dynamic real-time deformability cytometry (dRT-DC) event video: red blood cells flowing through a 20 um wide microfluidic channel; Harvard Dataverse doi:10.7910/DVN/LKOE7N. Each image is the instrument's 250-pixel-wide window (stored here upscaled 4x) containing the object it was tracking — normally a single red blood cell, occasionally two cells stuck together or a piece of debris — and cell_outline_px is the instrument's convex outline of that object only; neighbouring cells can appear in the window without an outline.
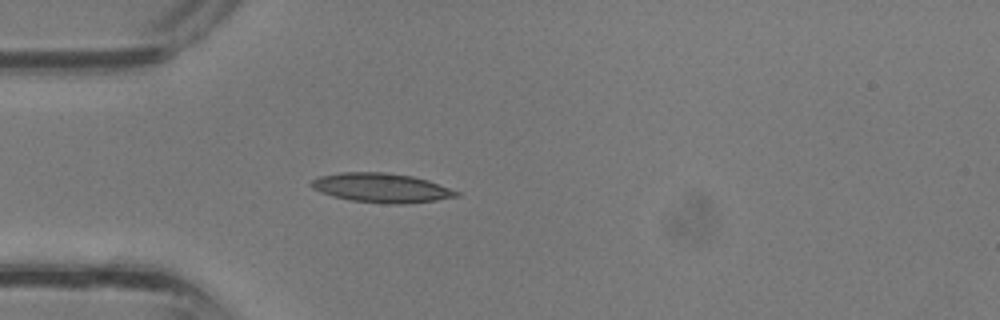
{"species": "common noctule bat (a hibernating species)", "species_latin": "Nyctalus noctula", "temperature_condition": "room temperature", "stored_images_in_passage": 35, "camera_frame_rate_fps": 3000, "um_per_image_px": 0.085, "animal": {"sex": "male", "body_mass_g": 13.3}, "frame": {"image": 1, "passage_image": 9, "time_ms": 2.667, "image_size_px": [1000, 320], "cell_outline_px": [[460, 196], [436, 200], [400, 204], [388, 204], [348, 200], [332, 196], [320, 192], [312, 188], [308, 184], [312, 180], [320, 176], [340, 172], [384, 172], [412, 176], [428, 180], [460, 192]], "centroid_in_image_um": [32.39, 15.97], "position_along_channel_um": 52.6, "area_um2": 24.85}}
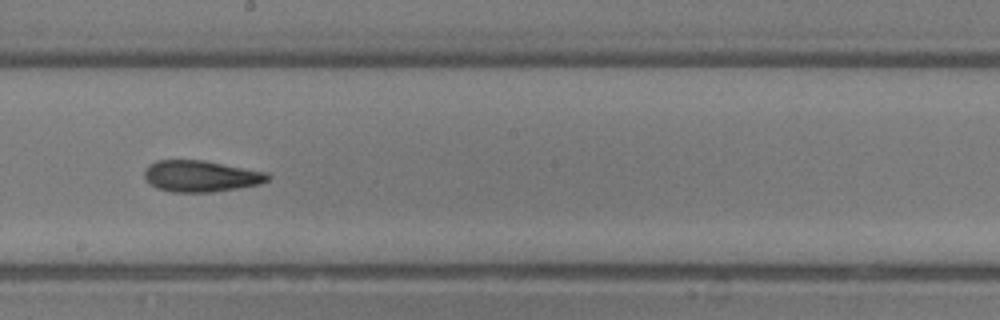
{"frame": {"image": 2, "passage_image": 19, "time_ms": 6.0, "image_size_px": [1000, 320], "cell_outline_px": [[272, 176], [268, 180], [260, 184], [212, 192], [172, 192], [156, 188], [144, 176], [144, 168], [148, 164], [156, 160], [204, 160], [268, 172]], "centroid_in_image_um": [17.08, 14.96], "position_along_channel_um": 231.1, "area_um2": 22.66}}
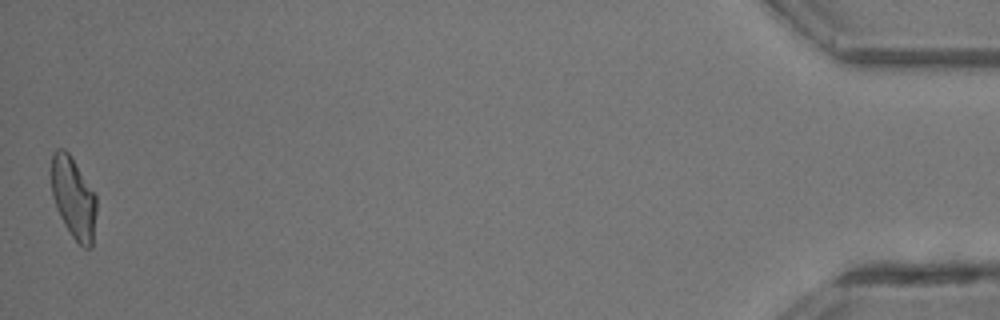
{"frame": {"image": 3, "passage_image": 35, "time_ms": 11.333, "image_size_px": [1000, 320], "cell_outline_px": [[96, 212], [92, 248], [84, 248], [72, 236], [64, 224], [56, 208], [52, 196], [48, 172], [48, 168], [52, 152], [56, 148], [64, 148], [68, 152], [96, 196]], "centroid_in_image_um": [6.18, 16.76], "position_along_channel_um": 429.0, "area_um2": 21.85}}